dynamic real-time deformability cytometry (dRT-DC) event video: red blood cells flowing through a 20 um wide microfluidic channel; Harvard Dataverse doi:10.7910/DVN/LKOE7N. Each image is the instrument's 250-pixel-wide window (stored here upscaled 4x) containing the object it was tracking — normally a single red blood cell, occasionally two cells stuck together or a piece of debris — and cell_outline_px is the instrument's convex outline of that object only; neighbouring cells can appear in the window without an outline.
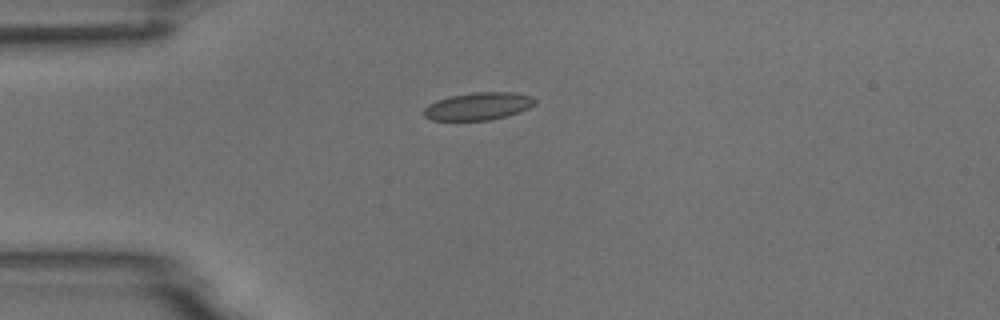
{"species": "common noctule bat (a hibernating species)", "species_latin": "Nyctalus noctula", "temperature_condition": "room temperature", "stored_images_in_passage": 7, "camera_frame_rate_fps": 3000, "um_per_image_px": 0.085, "animal": {"sex": "male", "body_mass_g": 18.8}, "frame": {"image": 1, "passage_image": 1, "time_ms": 0.0, "image_size_px": [1000, 320], "cell_outline_px": [[536, 104], [528, 108], [492, 120], [432, 120], [424, 116], [424, 108], [428, 104], [436, 100], [452, 96], [472, 92], [512, 92], [532, 96], [536, 100]], "centroid_in_image_um": [40.64, 9.02], "position_along_channel_um": 44.4, "area_um2": 17.74}}
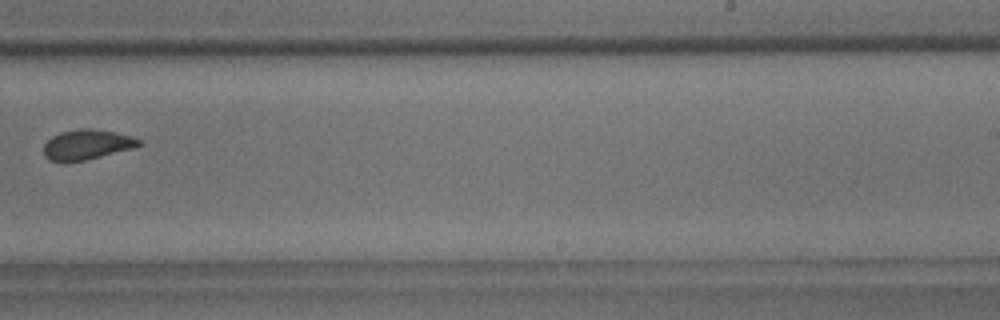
{"frame": {"image": 2, "passage_image": 7, "time_ms": 6.667, "image_size_px": [1000, 320], "cell_outline_px": [[144, 144], [136, 148], [84, 160], [64, 164], [60, 164], [48, 160], [44, 156], [44, 144], [52, 136], [60, 132], [80, 128], [92, 128], [132, 136], [140, 140]], "centroid_in_image_um": [7.36, 12.32], "position_along_channel_um": 281.6, "area_um2": 17.11}}